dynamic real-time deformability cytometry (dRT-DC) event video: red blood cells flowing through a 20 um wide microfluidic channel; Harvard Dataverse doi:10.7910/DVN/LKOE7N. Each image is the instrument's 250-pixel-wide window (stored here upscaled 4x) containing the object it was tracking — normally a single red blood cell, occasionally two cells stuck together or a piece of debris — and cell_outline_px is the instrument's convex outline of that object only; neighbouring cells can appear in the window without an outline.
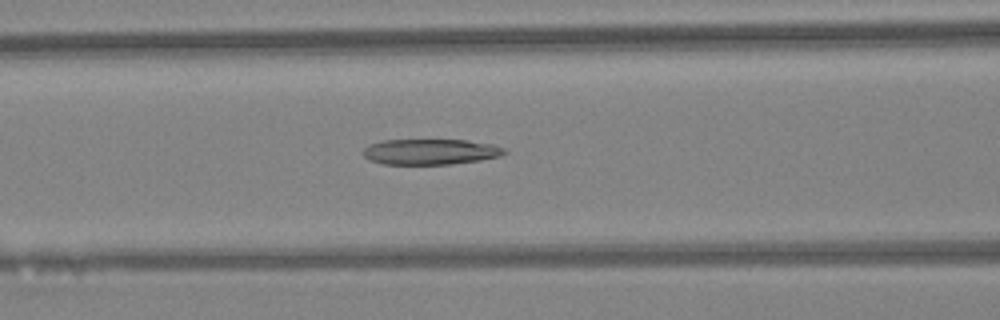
{"species": "Egyptian fruit bat (a non-hibernating species)", "species_latin": "Rousettus aegyptiacus", "temperature_condition": "warm", "stored_images_in_passage": 45, "camera_frame_rate_fps": 3000, "um_per_image_px": 0.085, "animal": {"sex": "female"}, "frame": {"image": 1, "passage_image": 19, "time_ms": 6.0, "image_size_px": [1000, 320], "cell_outline_px": [[508, 152], [500, 156], [480, 160], [452, 164], [384, 164], [368, 160], [364, 156], [364, 148], [368, 144], [380, 140], [468, 140], [492, 144], [504, 148]], "centroid_in_image_um": [36.58, 12.89], "position_along_channel_um": 130.0, "area_um2": 21.21}}
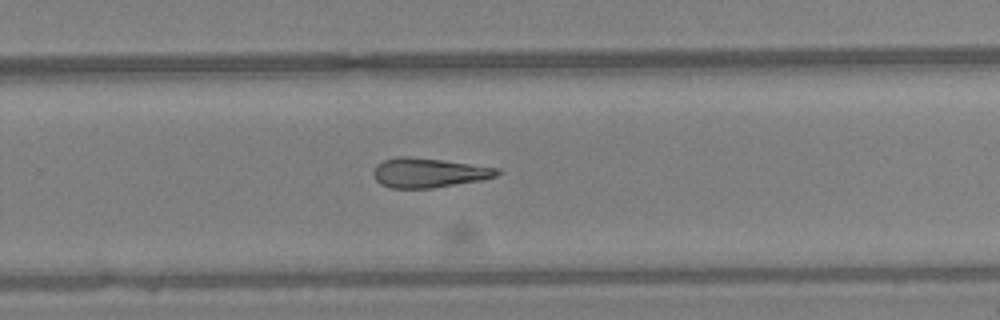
{"frame": {"image": 2, "passage_image": 30, "time_ms": 9.667, "image_size_px": [1000, 320], "cell_outline_px": [[500, 172], [496, 176], [480, 180], [432, 188], [388, 188], [380, 184], [372, 176], [372, 172], [376, 164], [384, 160], [396, 156], [408, 156], [440, 160], [500, 168]], "centroid_in_image_um": [36.37, 14.68], "position_along_channel_um": 293.4, "area_um2": 21.27}}
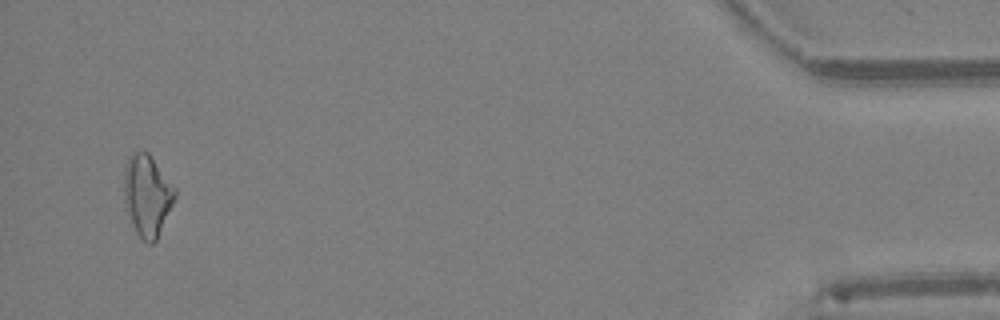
{"frame": {"image": 3, "passage_image": 44, "time_ms": 14.333, "image_size_px": [1000, 320], "cell_outline_px": [[176, 196], [156, 240], [152, 244], [148, 244], [136, 232], [124, 208], [124, 168], [128, 156], [136, 152], [148, 152], [176, 188]], "centroid_in_image_um": [12.49, 16.6], "position_along_channel_um": 422.7, "area_um2": 24.1}, "authors_computed_cell_mechanics": {"area_um2": 22.1374, "velocity_mm_per_s": 4.4696, "shape_relaxation_time_tau1_ms": null, "shape_relaxation_time_tau2_ms": 4.0428, "deformation_change_tau1": null, "deformation_change_tau2": 0.1665}}